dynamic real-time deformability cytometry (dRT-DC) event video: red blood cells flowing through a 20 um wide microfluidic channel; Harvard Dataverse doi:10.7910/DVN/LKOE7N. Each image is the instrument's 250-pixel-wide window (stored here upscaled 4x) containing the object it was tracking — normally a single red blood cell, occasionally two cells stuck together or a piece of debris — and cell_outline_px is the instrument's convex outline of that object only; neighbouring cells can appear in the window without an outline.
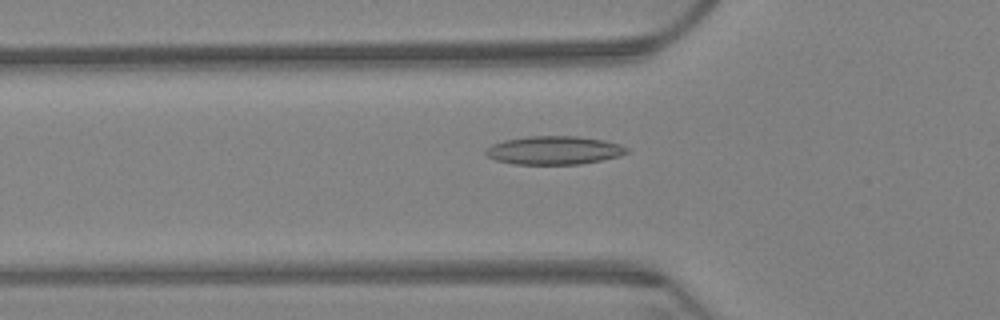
{"species": "Egyptian fruit bat (a non-hibernating species)", "species_latin": "Rousettus aegyptiacus", "temperature_condition": "warm", "stored_images_in_passage": 64, "camera_frame_rate_fps": 3000, "um_per_image_px": 0.085, "animal": {"sex": "female"}, "frame": {"image": 1, "passage_image": 22, "time_ms": 7.0, "image_size_px": [1000, 320], "cell_outline_px": [[628, 152], [620, 156], [580, 164], [516, 164], [496, 160], [488, 156], [484, 152], [492, 144], [504, 140], [528, 136], [576, 136], [604, 140], [620, 144], [628, 148]], "centroid_in_image_um": [47.11, 12.77], "position_along_channel_um": 78.7, "area_um2": 23.24}}
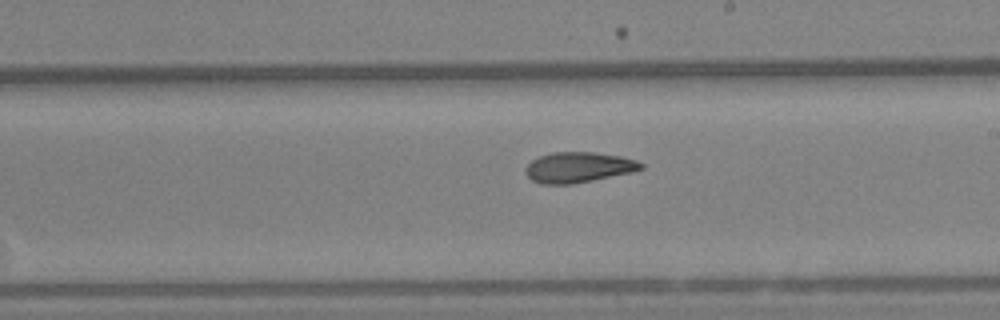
{"frame": {"image": 2, "passage_image": 37, "time_ms": 12.0, "image_size_px": [1000, 320], "cell_outline_px": [[644, 168], [632, 172], [592, 180], [568, 184], [540, 184], [532, 180], [524, 172], [528, 164], [532, 160], [540, 156], [552, 152], [592, 152], [620, 156], [636, 160], [644, 164]], "centroid_in_image_um": [49.16, 14.22], "position_along_channel_um": 239.8, "area_um2": 20.35}}
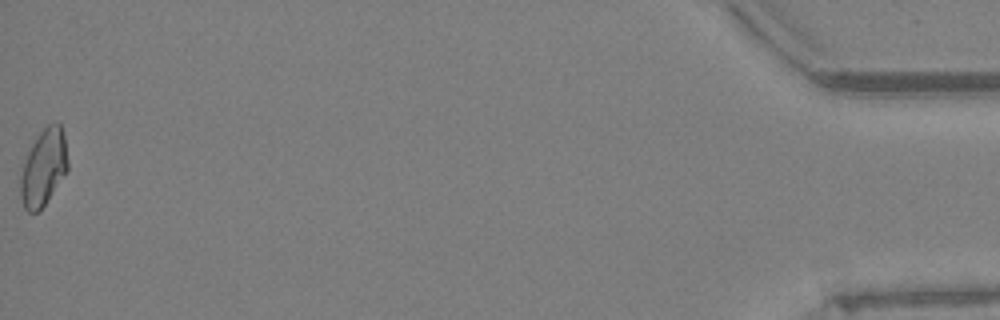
{"frame": {"image": 3, "passage_image": 64, "time_ms": 21.0, "image_size_px": [1000, 320], "cell_outline_px": [[68, 168], [40, 212], [28, 212], [24, 208], [20, 196], [20, 176], [24, 160], [32, 144], [40, 132], [48, 124], [56, 120], [60, 124], [64, 136], [68, 160]], "centroid_in_image_um": [3.69, 14.24], "position_along_channel_um": 431.5, "area_um2": 21.1}, "authors_computed_cell_mechanics": {"area_um2": 20.8369, "velocity_mm_per_s": 3.2233, "shape_relaxation_time_tau1_ms": null, "shape_relaxation_time_tau2_ms": 4.1309, "deformation_change_tau1": null, "deformation_change_tau2": 0.1051}}